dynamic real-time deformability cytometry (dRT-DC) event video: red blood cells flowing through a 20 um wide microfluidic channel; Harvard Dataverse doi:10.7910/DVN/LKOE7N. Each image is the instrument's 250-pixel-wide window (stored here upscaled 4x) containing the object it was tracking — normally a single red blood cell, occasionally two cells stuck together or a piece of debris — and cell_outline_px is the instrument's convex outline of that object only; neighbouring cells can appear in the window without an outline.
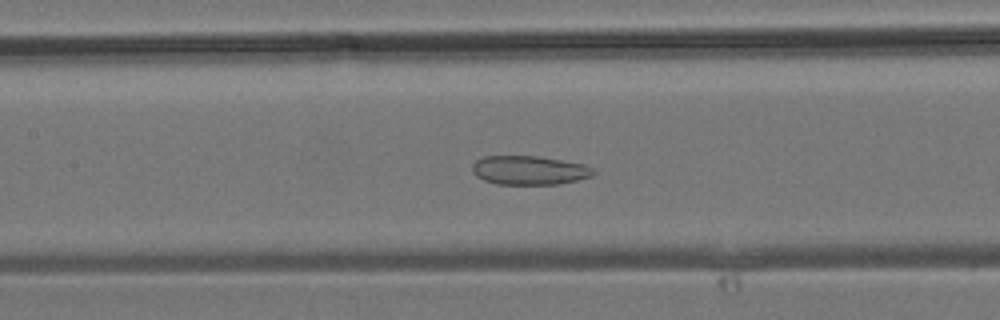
{"species": "common noctule bat (a hibernating species)", "species_latin": "Nyctalus noctula", "temperature_condition": "room temperature", "stored_images_in_passage": 40, "camera_frame_rate_fps": 3000, "um_per_image_px": 0.085, "animal": {"sex": "male", "body_mass_g": 19.2, "forearm_length_mm": 51.8}, "frame": {"image": 1, "passage_image": 18, "time_ms": 5.667, "image_size_px": [1000, 320], "cell_outline_px": [[596, 172], [592, 176], [560, 184], [496, 184], [484, 180], [476, 176], [472, 172], [472, 164], [476, 160], [484, 156], [536, 156], [584, 164], [592, 168]], "centroid_in_image_um": [44.96, 14.47], "position_along_channel_um": 162.4, "area_um2": 20.4}}
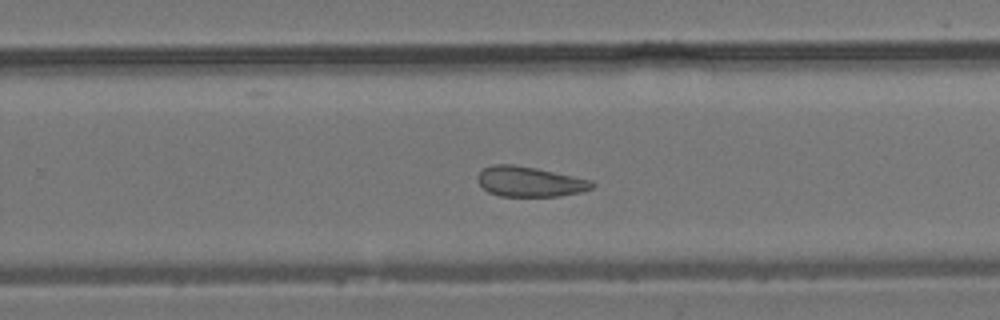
{"frame": {"image": 2, "passage_image": 25, "time_ms": 8.0, "image_size_px": [1000, 320], "cell_outline_px": [[596, 184], [592, 188], [584, 192], [560, 196], [500, 196], [488, 192], [476, 180], [476, 176], [484, 168], [492, 164], [512, 164], [536, 168], [592, 180]], "centroid_in_image_um": [45.04, 15.44], "position_along_channel_um": 284.8, "area_um2": 20.23}}
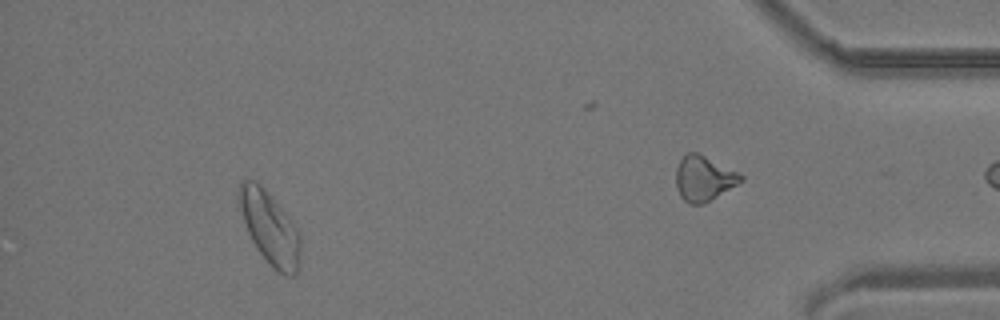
{"frame": {"image": 3, "passage_image": 36, "time_ms": 11.667, "image_size_px": [1000, 320], "cell_outline_px": [[300, 260], [296, 272], [292, 276], [288, 276], [276, 272], [272, 268], [260, 252], [252, 240], [248, 232], [240, 208], [236, 192], [240, 184], [244, 180], [256, 180], [264, 188], [288, 216], [296, 228], [300, 236]], "centroid_in_image_um": [22.92, 19.37], "position_along_channel_um": 412.3, "area_um2": 25.72}}